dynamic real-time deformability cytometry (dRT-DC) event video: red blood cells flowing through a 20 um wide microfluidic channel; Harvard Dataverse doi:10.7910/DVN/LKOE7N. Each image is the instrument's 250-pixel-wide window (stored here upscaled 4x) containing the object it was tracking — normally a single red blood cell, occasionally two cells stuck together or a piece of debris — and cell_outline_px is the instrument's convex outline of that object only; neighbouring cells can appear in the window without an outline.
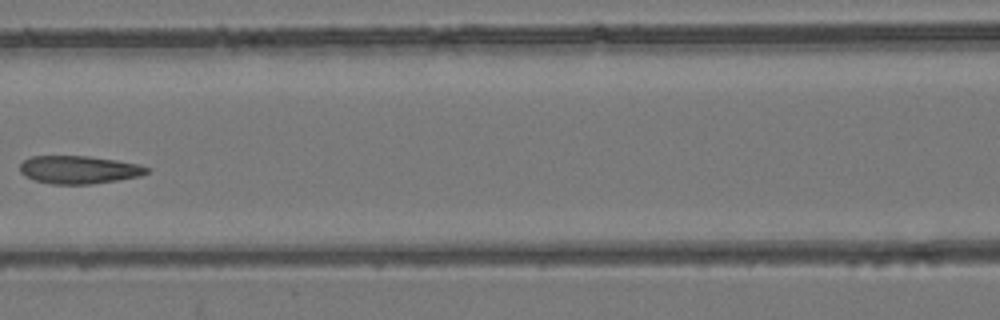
{"species": "common noctule bat (a hibernating species)", "species_latin": "Nyctalus noctula", "temperature_condition": "room temperature", "stored_images_in_passage": 4, "camera_frame_rate_fps": 3000, "um_per_image_px": 0.085, "animal": {"sex": "female", "body_mass_g": 24.6, "forearm_length_mm": 56.2}, "frame": {"image": 1, "passage_image": 3, "time_ms": 2.333, "image_size_px": [1000, 320], "cell_outline_px": [[152, 168], [148, 172], [140, 176], [116, 180], [88, 184], [52, 184], [32, 180], [24, 176], [20, 172], [20, 164], [24, 160], [32, 156], [88, 156], [116, 160], [136, 164]], "centroid_in_image_um": [6.67, 14.42], "position_along_channel_um": 159.9, "area_um2": 20.63}}
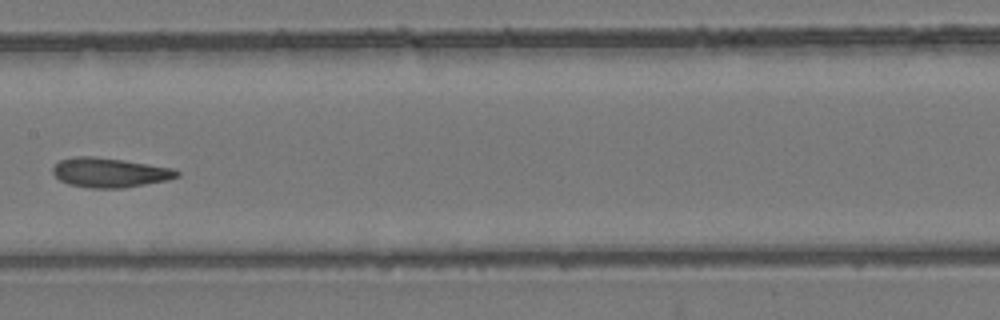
{"frame": {"image": 2, "passage_image": 4, "time_ms": 3.333, "image_size_px": [1000, 320], "cell_outline_px": [[180, 176], [168, 180], [120, 188], [88, 188], [68, 184], [60, 180], [52, 172], [52, 168], [60, 160], [76, 156], [92, 156], [124, 160], [172, 168], [180, 172]], "centroid_in_image_um": [9.32, 14.67], "position_along_channel_um": 198.1, "area_um2": 21.27}}